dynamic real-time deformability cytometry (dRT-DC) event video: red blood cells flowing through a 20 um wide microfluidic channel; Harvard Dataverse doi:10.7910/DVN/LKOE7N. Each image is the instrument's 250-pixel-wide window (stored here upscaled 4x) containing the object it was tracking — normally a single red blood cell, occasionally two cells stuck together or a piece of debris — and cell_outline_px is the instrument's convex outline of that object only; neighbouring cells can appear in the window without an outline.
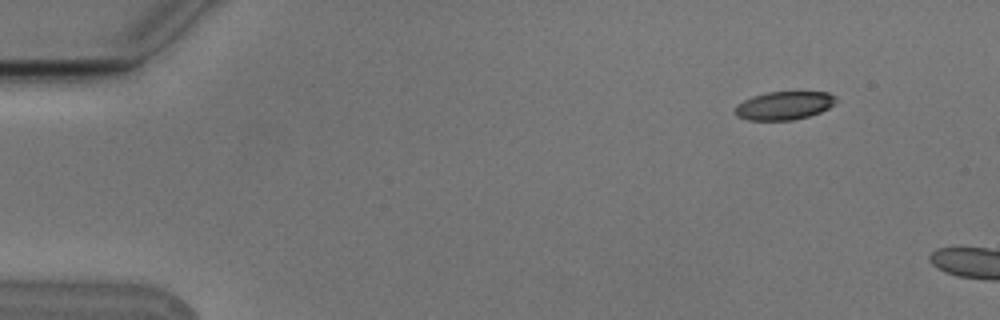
{"species": "Egyptian fruit bat (a non-hibernating species)", "species_latin": "Rousettus aegyptiacus", "temperature_condition": "cold", "stored_images_in_passage": 2, "camera_frame_rate_fps": 3000, "um_per_image_px": 0.085, "animal": {"sex": "male"}, "frame": {"image": 1, "passage_image": 1, "time_ms": 0.0, "image_size_px": [1000, 320], "cell_outline_px": [[836, 104], [820, 112], [808, 116], [792, 120], [748, 120], [736, 116], [736, 104], [752, 96], [768, 92], [828, 92], [836, 96]], "centroid_in_image_um": [66.66, 8.97], "position_along_channel_um": 18.3, "area_um2": 16.65}}